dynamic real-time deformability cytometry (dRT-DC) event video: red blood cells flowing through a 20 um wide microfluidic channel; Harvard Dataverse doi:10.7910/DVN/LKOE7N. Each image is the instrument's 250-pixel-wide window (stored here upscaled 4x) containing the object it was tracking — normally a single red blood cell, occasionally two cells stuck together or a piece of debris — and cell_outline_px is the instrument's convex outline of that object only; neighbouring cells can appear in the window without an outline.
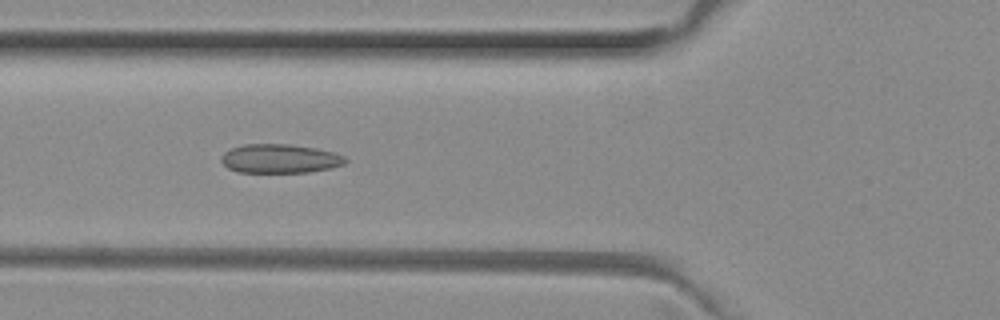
{"species": "common noctule bat (a hibernating species)", "species_latin": "Nyctalus noctula", "temperature_condition": "room temperature", "stored_images_in_passage": 50, "camera_frame_rate_fps": 3000, "um_per_image_px": 0.085, "animal": {"sex": "female", "body_mass_g": 29.2, "forearm_length_mm": 56.3}, "frame": {"image": 1, "passage_image": 17, "time_ms": 5.333, "image_size_px": [1000, 320], "cell_outline_px": [[348, 160], [344, 164], [328, 168], [308, 172], [236, 172], [228, 168], [220, 160], [220, 156], [224, 152], [232, 148], [244, 144], [288, 144], [316, 148], [336, 152], [344, 156]], "centroid_in_image_um": [23.78, 13.48], "position_along_channel_um": 102.0, "area_um2": 20.98}}
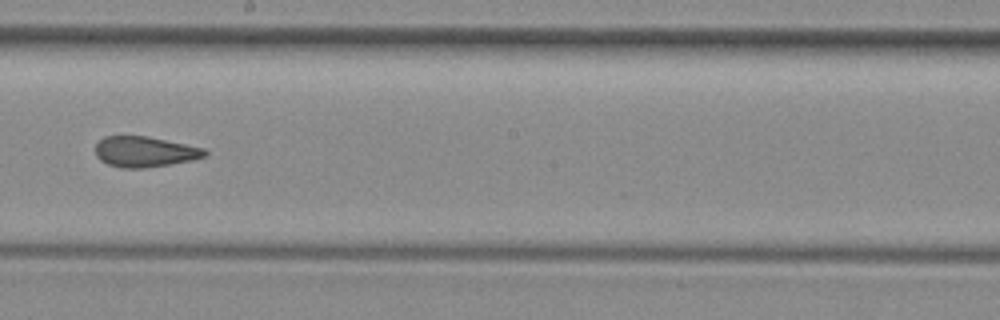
{"frame": {"image": 2, "passage_image": 27, "time_ms": 8.667, "image_size_px": [1000, 320], "cell_outline_px": [[208, 152], [204, 156], [192, 160], [144, 168], [120, 168], [108, 164], [100, 160], [96, 156], [96, 144], [104, 136], [144, 136], [204, 148]], "centroid_in_image_um": [12.26, 12.9], "position_along_channel_um": 235.9, "area_um2": 19.19}}
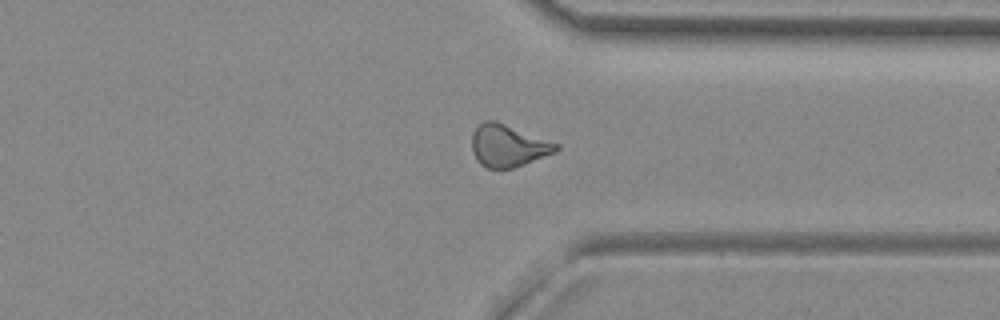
{"frame": {"image": 3, "passage_image": 37, "time_ms": 12.0, "image_size_px": [1000, 320], "cell_outline_px": [[560, 148], [556, 152], [524, 164], [512, 168], [488, 168], [480, 164], [472, 152], [472, 132], [484, 120], [496, 120], [560, 144]], "centroid_in_image_um": [43.19, 12.37], "position_along_channel_um": 368.2, "area_um2": 20.75}, "authors_computed_cell_mechanics": {"area_um2": 20.2878, "velocity_mm_per_s": 4.0148, "shape_relaxation_time_tau1_ms": null, "shape_relaxation_time_tau2_ms": 1.8771, "deformation_change_tau1": null, "deformation_change_tau2": 0.102}}